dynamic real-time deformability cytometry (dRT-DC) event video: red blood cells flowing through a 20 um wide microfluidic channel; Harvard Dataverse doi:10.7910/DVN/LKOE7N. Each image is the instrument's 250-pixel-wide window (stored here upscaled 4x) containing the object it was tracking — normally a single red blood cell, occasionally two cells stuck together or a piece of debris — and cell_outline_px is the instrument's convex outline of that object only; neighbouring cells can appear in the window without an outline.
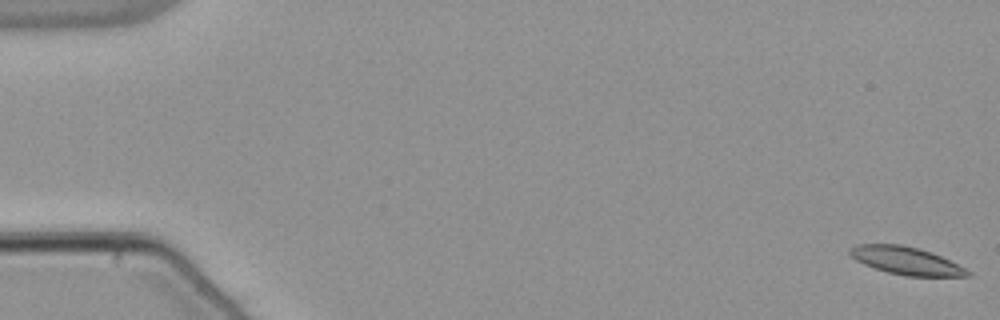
{"species": "common noctule bat (a hibernating species)", "species_latin": "Nyctalus noctula", "temperature_condition": "warm", "stored_images_in_passage": 56, "camera_frame_rate_fps": 3000, "um_per_image_px": 0.085, "animal": {"sex": "male", "body_mass_g": 21.5, "forearm_length_mm": 52.0}, "frame": {"image": 1, "passage_image": 1, "time_ms": 0.0, "image_size_px": [1000, 320], "cell_outline_px": [[972, 276], [908, 276], [888, 272], [864, 264], [856, 260], [848, 252], [848, 248], [856, 244], [900, 244], [920, 248], [932, 252], [972, 272]], "centroid_in_image_um": [77.0, 22.14], "position_along_channel_um": 8.0, "area_um2": 18.9}}
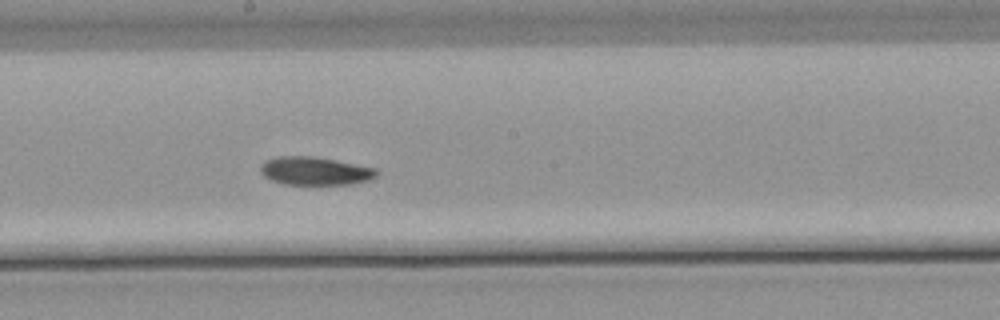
{"frame": {"image": 2, "passage_image": 31, "time_ms": 10.0, "image_size_px": [1000, 320], "cell_outline_px": [[380, 172], [376, 176], [368, 180], [352, 184], [284, 184], [272, 180], [264, 176], [260, 172], [260, 164], [264, 160], [276, 156], [312, 156], [336, 160], [376, 168]], "centroid_in_image_um": [26.76, 14.52], "position_along_channel_um": 221.4, "area_um2": 19.19}}
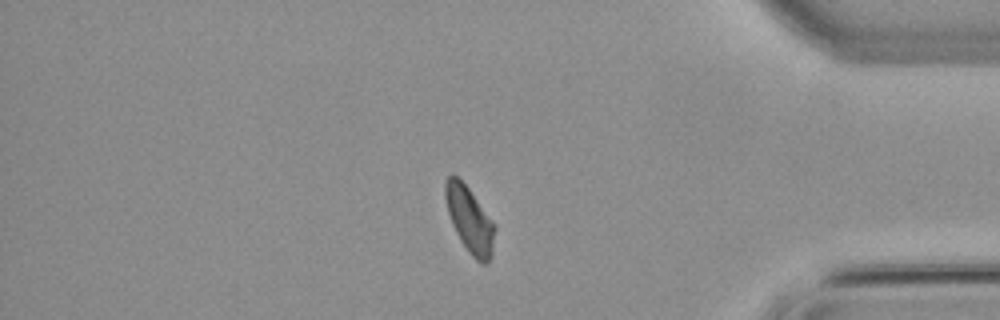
{"frame": {"image": 3, "passage_image": 47, "time_ms": 15.333, "image_size_px": [1000, 320], "cell_outline_px": [[496, 228], [492, 256], [484, 264], [476, 260], [468, 252], [460, 240], [452, 224], [448, 212], [444, 196], [444, 180], [452, 172], [468, 188], [496, 224]], "centroid_in_image_um": [39.92, 18.66], "position_along_channel_um": 395.3, "area_um2": 19.13}, "authors_computed_cell_mechanics": {"area_um2": 19.2474, "velocity_mm_per_s": 3.7953, "shape_relaxation_time_tau1_ms": null, "shape_relaxation_time_tau2_ms": 9.4652, "deformation_change_tau1": null, "deformation_change_tau2": 0.1486}}